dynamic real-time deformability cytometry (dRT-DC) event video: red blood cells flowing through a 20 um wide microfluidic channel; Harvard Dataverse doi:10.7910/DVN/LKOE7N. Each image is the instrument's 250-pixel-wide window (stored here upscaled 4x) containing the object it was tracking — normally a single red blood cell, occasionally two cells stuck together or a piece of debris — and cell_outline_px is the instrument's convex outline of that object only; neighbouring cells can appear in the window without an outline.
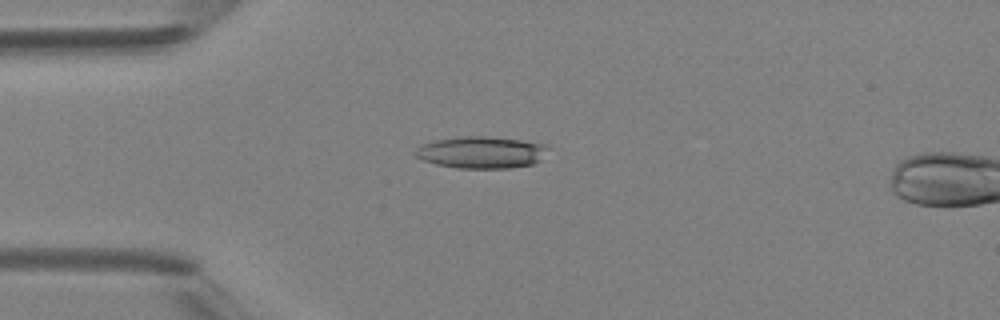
{"species": "Egyptian fruit bat (a non-hibernating species)", "species_latin": "Rousettus aegyptiacus", "temperature_condition": "room temperature", "stored_images_in_passage": 2, "camera_frame_rate_fps": 3000, "um_per_image_px": 0.085, "animal": {"sex": "female"}, "frame": {"image": 1, "passage_image": 1, "time_ms": 0.0, "image_size_px": [1000, 320], "cell_outline_px": [[552, 148], [540, 160], [532, 164], [512, 168], [460, 168], [436, 164], [424, 160], [416, 156], [416, 148], [432, 140], [464, 136], [484, 136], [520, 140], [544, 144]], "centroid_in_image_um": [40.96, 12.95], "position_along_channel_um": 44.0, "area_um2": 24.62}}